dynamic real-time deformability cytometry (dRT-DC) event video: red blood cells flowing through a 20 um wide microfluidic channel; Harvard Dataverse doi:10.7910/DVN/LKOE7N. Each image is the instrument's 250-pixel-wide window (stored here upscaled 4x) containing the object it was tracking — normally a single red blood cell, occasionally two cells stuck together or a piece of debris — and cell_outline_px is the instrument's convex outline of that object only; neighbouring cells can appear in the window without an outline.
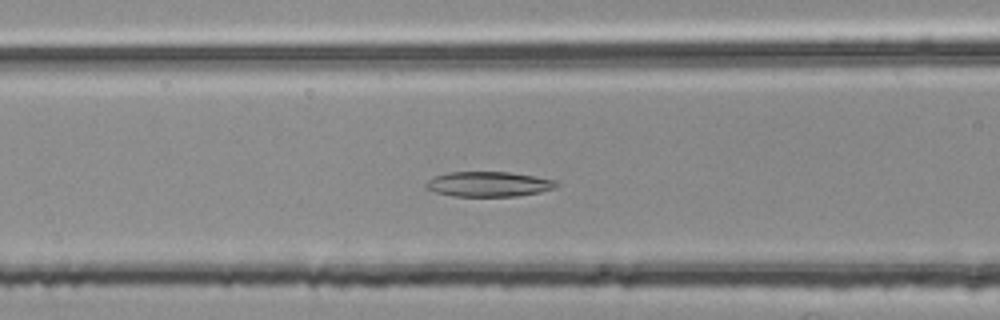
{"species": "common noctule bat (a hibernating species)", "species_latin": "Nyctalus noctula", "temperature_condition": "room temperature", "stored_images_in_passage": 43, "camera_frame_rate_fps": 3000, "um_per_image_px": 0.085, "animal": {"sex": "female", "body_mass_g": 25.1}, "frame": {"image": 1, "passage_image": 13, "time_ms": 4.0, "image_size_px": [1000, 320], "cell_outline_px": [[560, 184], [552, 188], [540, 192], [516, 196], [452, 196], [436, 192], [424, 188], [424, 184], [432, 176], [448, 172], [508, 172], [556, 180]], "centroid_in_image_um": [41.47, 15.65], "position_along_channel_um": 125.1, "area_um2": 19.02}}
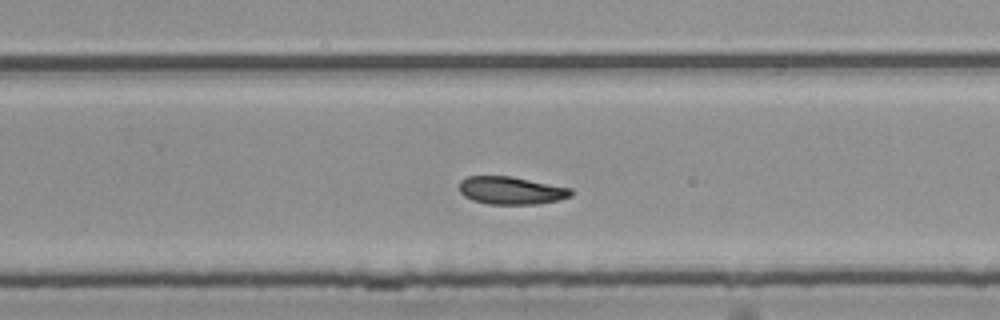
{"frame": {"image": 2, "passage_image": 26, "time_ms": 8.333, "image_size_px": [1000, 320], "cell_outline_px": [[572, 196], [560, 200], [536, 204], [488, 204], [472, 200], [464, 196], [460, 192], [460, 180], [468, 176], [512, 176], [572, 188]], "centroid_in_image_um": [43.46, 16.19], "position_along_channel_um": 286.3, "area_um2": 18.21}}
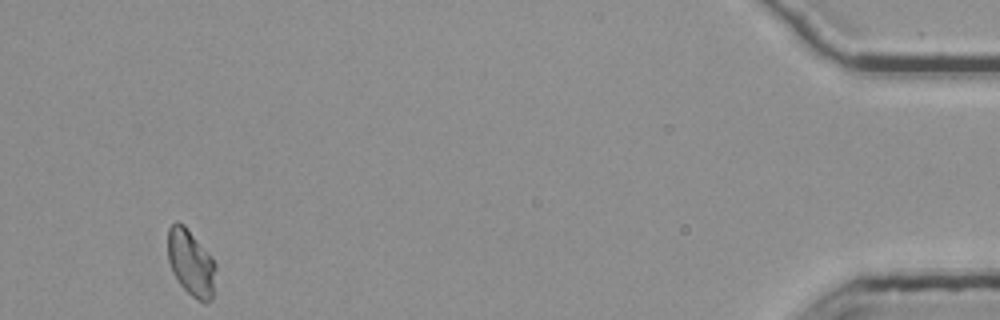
{"frame": {"image": 3, "passage_image": 43, "time_ms": 14.0, "image_size_px": [1000, 320], "cell_outline_px": [[216, 268], [212, 300], [208, 304], [204, 304], [196, 300], [176, 280], [172, 272], [168, 260], [168, 228], [176, 220], [184, 224], [212, 256], [216, 264]], "centroid_in_image_um": [16.24, 22.36], "position_along_channel_um": 419.0, "area_um2": 18.9}}